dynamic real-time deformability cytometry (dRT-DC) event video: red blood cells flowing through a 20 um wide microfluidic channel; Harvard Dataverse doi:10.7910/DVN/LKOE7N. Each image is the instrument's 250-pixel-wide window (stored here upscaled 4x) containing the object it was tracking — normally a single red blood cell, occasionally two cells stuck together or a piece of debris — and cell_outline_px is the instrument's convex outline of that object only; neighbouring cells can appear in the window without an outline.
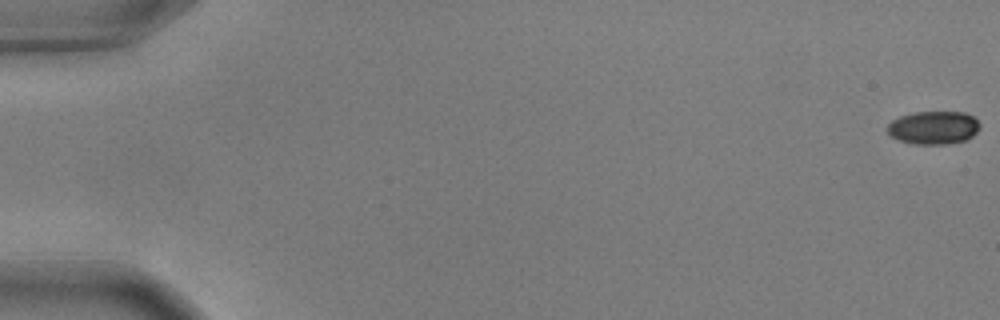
{"species": "common noctule bat (a hibernating species)", "species_latin": "Nyctalus noctula", "temperature_condition": "warm", "stored_images_in_passage": 57, "camera_frame_rate_fps": 3000, "um_per_image_px": 0.085, "animal": {"sex": "male", "body_mass_g": 17.9, "forearm_length_mm": 54.2}, "frame": {"image": 1, "passage_image": 1, "time_ms": 0.0, "image_size_px": [1000, 320], "cell_outline_px": [[980, 128], [972, 136], [964, 140], [948, 144], [912, 144], [900, 140], [892, 136], [888, 132], [888, 124], [892, 120], [900, 116], [916, 112], [964, 112], [972, 116], [980, 124]], "centroid_in_image_um": [79.36, 10.85], "position_along_channel_um": 5.6, "area_um2": 17.74}}
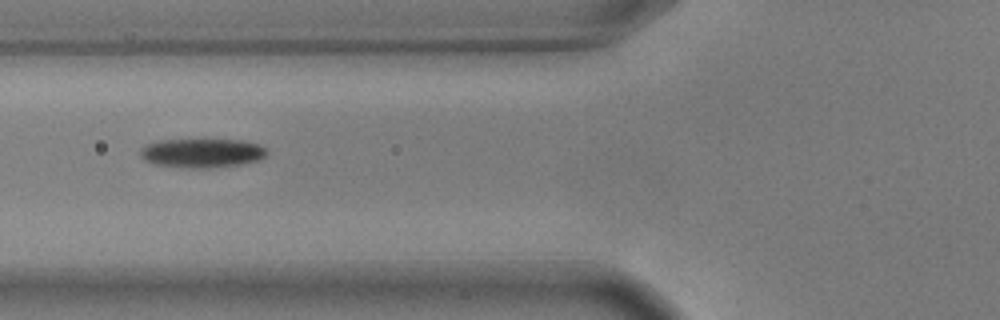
{"frame": {"image": 2, "passage_image": 23, "time_ms": 7.333, "image_size_px": [1000, 320], "cell_outline_px": [[268, 152], [260, 160], [240, 164], [208, 168], [188, 168], [156, 164], [144, 160], [140, 156], [140, 148], [148, 144], [160, 140], [244, 140], [260, 144]], "centroid_in_image_um": [17.18, 13.0], "position_along_channel_um": 108.6, "area_um2": 21.39}}
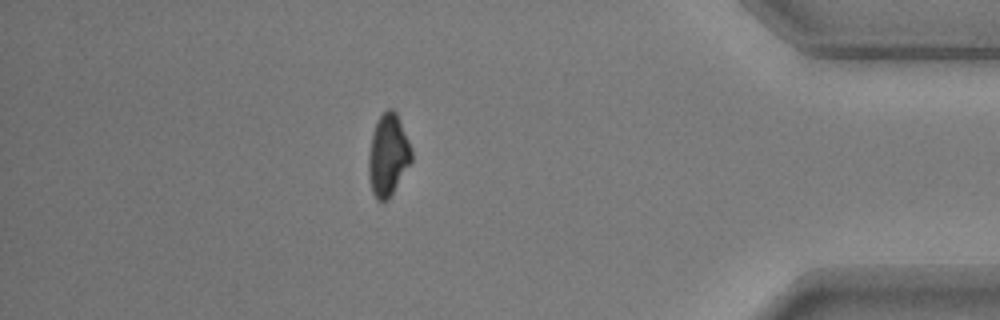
{"frame": {"image": 3, "passage_image": 50, "time_ms": 16.333, "image_size_px": [1000, 320], "cell_outline_px": [[412, 160], [388, 200], [376, 200], [372, 192], [368, 176], [368, 156], [372, 132], [380, 116], [388, 108], [392, 108], [396, 112], [412, 148]], "centroid_in_image_um": [32.97, 13.18], "position_along_channel_um": 402.2, "area_um2": 20.4}, "authors_computed_cell_mechanics": {"area_um2": 20.5768, "velocity_mm_per_s": 3.662, "shape_relaxation_time_tau1_ms": 2.4909, "shape_relaxation_time_tau2_ms": null, "deformation_change_tau1": 0.1506, "deformation_change_tau2": null}}